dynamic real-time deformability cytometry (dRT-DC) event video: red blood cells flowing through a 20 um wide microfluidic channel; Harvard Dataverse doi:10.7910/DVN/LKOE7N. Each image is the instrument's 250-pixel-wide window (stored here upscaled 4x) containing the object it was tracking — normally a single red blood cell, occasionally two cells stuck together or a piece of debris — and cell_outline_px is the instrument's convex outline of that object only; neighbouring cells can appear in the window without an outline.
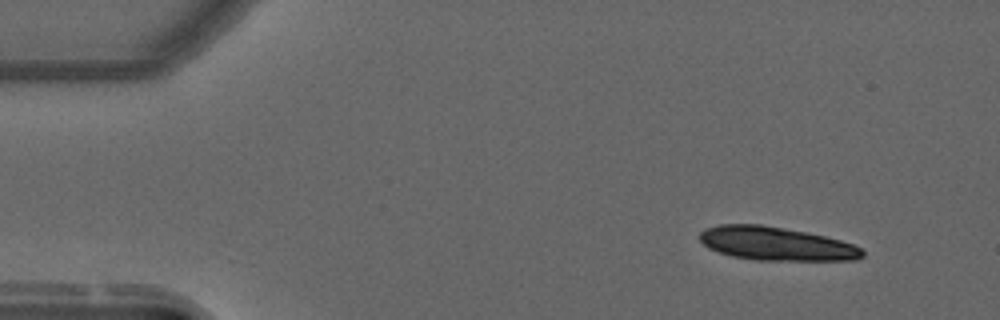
{"species": "common noctule bat (a hibernating species)", "species_latin": "Nyctalus noctula", "temperature_condition": "warm", "stored_images_in_passage": 38, "segment_of_instrument_passage": [1, 2], "camera_frame_rate_fps": 3000, "um_per_image_px": 0.085, "animal": {"sex": "male", "forearm_length_mm": 52.5}, "frame": {"image": 1, "passage_image": 1, "time_ms": 0.0, "image_size_px": [1000, 320], "cell_outline_px": [[864, 256], [856, 260], [756, 260], [732, 256], [708, 248], [700, 240], [700, 232], [704, 228], [720, 224], [760, 224], [804, 232], [824, 236], [840, 240], [852, 244], [860, 248], [864, 252]], "centroid_in_image_um": [65.94, 20.71], "position_along_channel_um": 19.1, "area_um2": 31.56}}
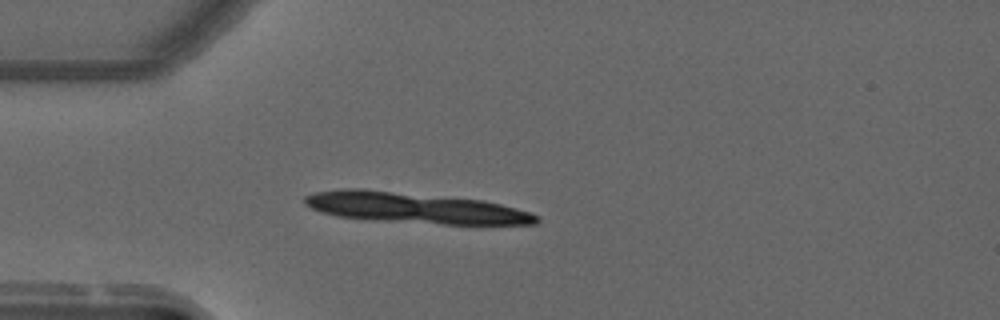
{"frame": {"image": 2, "passage_image": 10, "time_ms": 3.0, "image_size_px": [1000, 320], "cell_outline_px": [[540, 220], [536, 224], [444, 224], [372, 220], [336, 216], [320, 212], [304, 204], [304, 196], [316, 192], [344, 188], [364, 188], [484, 200], [516, 208], [540, 216]], "centroid_in_image_um": [35.24, 17.66], "position_along_channel_um": 49.8, "area_um2": 41.73}}